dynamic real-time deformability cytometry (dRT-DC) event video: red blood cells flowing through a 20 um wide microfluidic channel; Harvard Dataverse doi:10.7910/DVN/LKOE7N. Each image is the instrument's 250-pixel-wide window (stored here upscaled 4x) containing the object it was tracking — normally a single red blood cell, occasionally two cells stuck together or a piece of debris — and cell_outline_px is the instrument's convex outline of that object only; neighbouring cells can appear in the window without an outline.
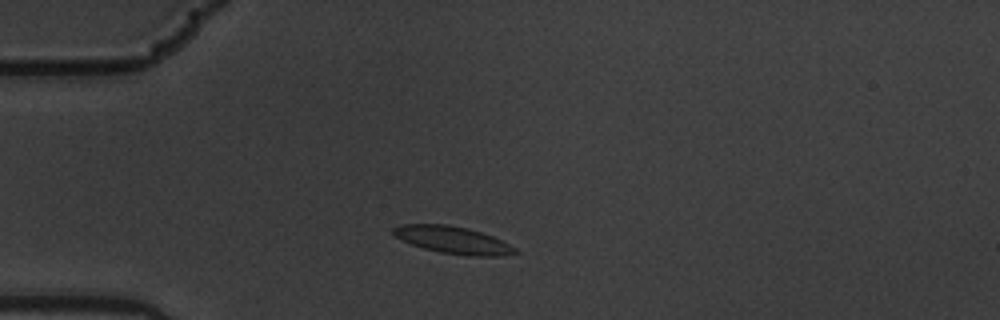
{"species": "common noctule bat (a hibernating species)", "species_latin": "Nyctalus noctula", "temperature_condition": "warm", "stored_images_in_passage": 5, "camera_frame_rate_fps": 3000, "um_per_image_px": 0.085, "animal": {"sex": "male", "body_mass_g": 19.5, "forearm_length_mm": 54.6}, "frame": {"image": 1, "passage_image": 3, "time_ms": 0.667, "image_size_px": [1000, 320], "cell_outline_px": [[520, 252], [500, 256], [468, 256], [440, 252], [424, 248], [412, 244], [396, 236], [392, 232], [392, 228], [400, 224], [448, 224], [468, 228], [492, 236], [516, 248]], "centroid_in_image_um": [38.51, 20.4], "position_along_channel_um": 46.5, "area_um2": 19.19}}
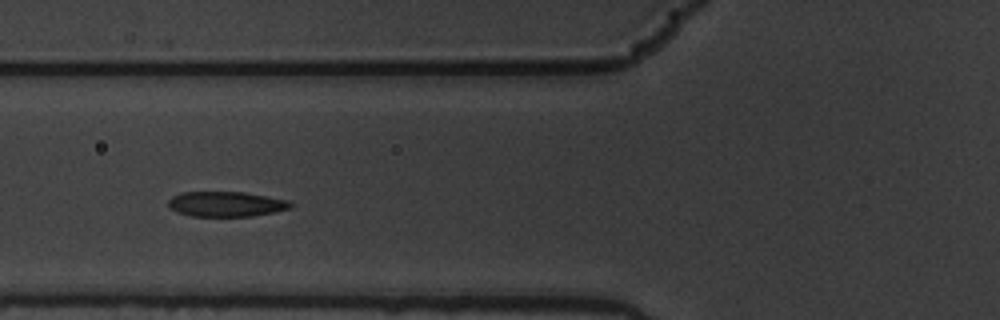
{"frame": {"image": 2, "passage_image": 5, "time_ms": 1.333, "image_size_px": [1000, 320], "cell_outline_px": [[296, 204], [292, 208], [252, 216], [192, 216], [176, 212], [168, 204], [168, 200], [172, 196], [180, 192], [244, 192], [288, 200]], "centroid_in_image_um": [19.24, 17.34], "position_along_channel_um": 106.6, "area_um2": 17.92}}